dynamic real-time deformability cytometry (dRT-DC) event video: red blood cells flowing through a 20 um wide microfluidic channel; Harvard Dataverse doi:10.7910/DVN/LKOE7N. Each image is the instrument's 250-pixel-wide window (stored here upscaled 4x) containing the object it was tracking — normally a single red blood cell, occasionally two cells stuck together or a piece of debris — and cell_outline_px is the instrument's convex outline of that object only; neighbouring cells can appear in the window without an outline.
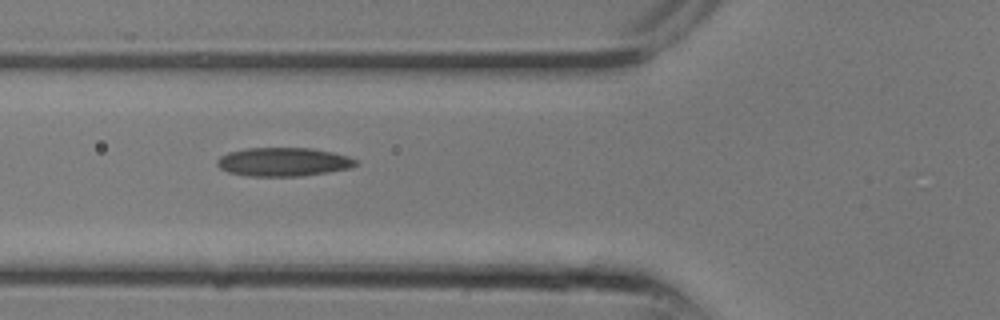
{"species": "common noctule bat (a hibernating species)", "species_latin": "Nyctalus noctula", "temperature_condition": "room temperature", "stored_images_in_passage": 17, "camera_frame_rate_fps": 3000, "um_per_image_px": 0.085, "animal": {"sex": "male", "body_mass_g": 13.3}, "frame": {"image": 1, "passage_image": 2, "time_ms": 0.333, "image_size_px": [1000, 320], "cell_outline_px": [[356, 164], [348, 168], [328, 172], [300, 176], [248, 176], [228, 172], [220, 168], [216, 164], [216, 160], [220, 156], [228, 152], [248, 148], [312, 148], [332, 152], [348, 156], [356, 160]], "centroid_in_image_um": [24.04, 13.76], "position_along_channel_um": 101.8, "area_um2": 23.06}}
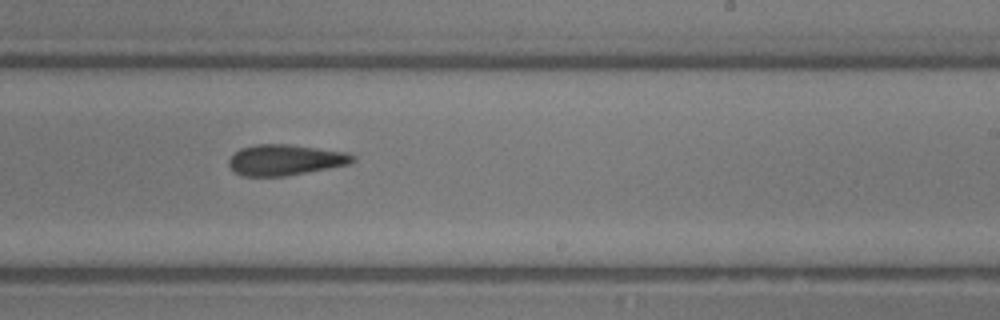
{"frame": {"image": 2, "passage_image": 8, "time_ms": 2.333, "image_size_px": [1000, 320], "cell_outline_px": [[356, 160], [348, 164], [328, 168], [284, 176], [244, 176], [236, 172], [228, 164], [228, 160], [240, 148], [256, 144], [288, 144], [344, 152], [356, 156]], "centroid_in_image_um": [24.23, 13.59], "position_along_channel_um": 264.8, "area_um2": 21.91}}
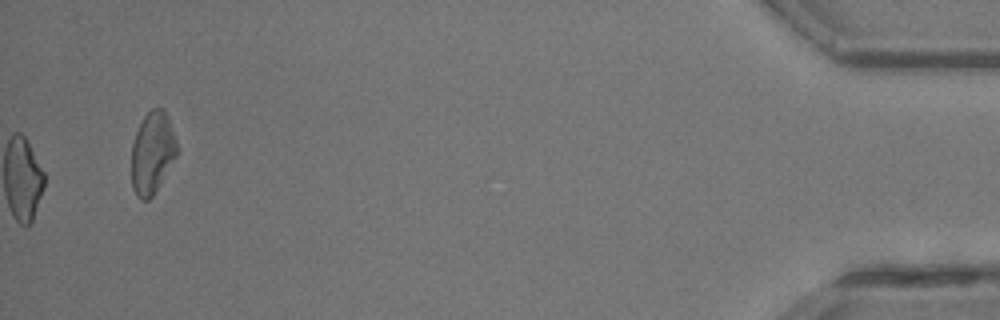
{"frame": {"image": 3, "passage_image": 17, "time_ms": 5.333, "image_size_px": [1000, 320], "cell_outline_px": [[176, 156], [152, 196], [148, 200], [140, 200], [136, 196], [132, 188], [132, 144], [136, 132], [144, 116], [152, 108], [164, 108], [176, 140]], "centroid_in_image_um": [12.92, 12.99], "position_along_channel_um": 422.3, "area_um2": 21.33}}